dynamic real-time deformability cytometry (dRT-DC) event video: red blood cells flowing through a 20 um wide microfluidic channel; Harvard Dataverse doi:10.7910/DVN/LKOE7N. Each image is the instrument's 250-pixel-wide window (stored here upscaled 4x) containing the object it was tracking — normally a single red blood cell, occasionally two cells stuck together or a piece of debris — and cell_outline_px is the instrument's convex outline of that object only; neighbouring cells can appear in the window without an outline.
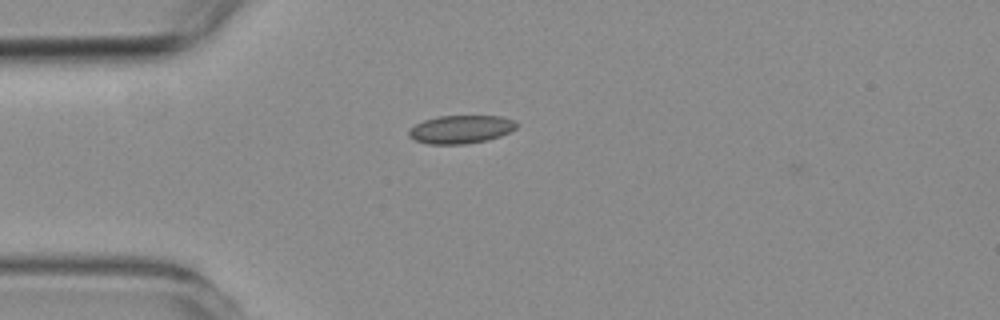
{"species": "common noctule bat (a hibernating species)", "species_latin": "Nyctalus noctula", "temperature_condition": "room temperature", "stored_images_in_passage": 46, "camera_frame_rate_fps": 3000, "um_per_image_px": 0.085, "animal": {"sex": "female", "body_mass_g": 19.3, "forearm_length_mm": 54.1}, "frame": {"image": 1, "passage_image": 8, "time_ms": 2.333, "image_size_px": [1000, 320], "cell_outline_px": [[516, 128], [500, 136], [488, 140], [464, 144], [428, 144], [416, 140], [408, 136], [408, 132], [416, 124], [424, 120], [440, 116], [500, 116], [516, 120]], "centroid_in_image_um": [39.19, 10.99], "position_along_channel_um": 45.8, "area_um2": 17.57}}
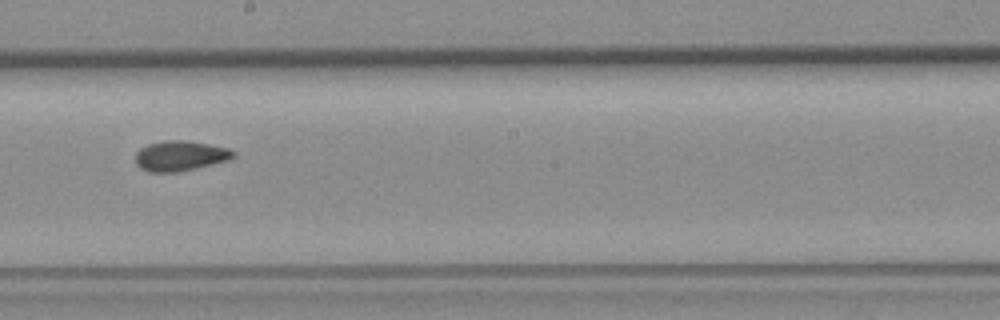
{"frame": {"image": 2, "passage_image": 24, "time_ms": 7.667, "image_size_px": [1000, 320], "cell_outline_px": [[236, 156], [228, 160], [196, 168], [176, 172], [148, 172], [140, 168], [136, 164], [136, 152], [140, 148], [148, 144], [164, 140], [184, 140], [208, 144], [228, 148], [236, 152]], "centroid_in_image_um": [15.31, 13.24], "position_along_channel_um": 232.9, "area_um2": 17.22}}
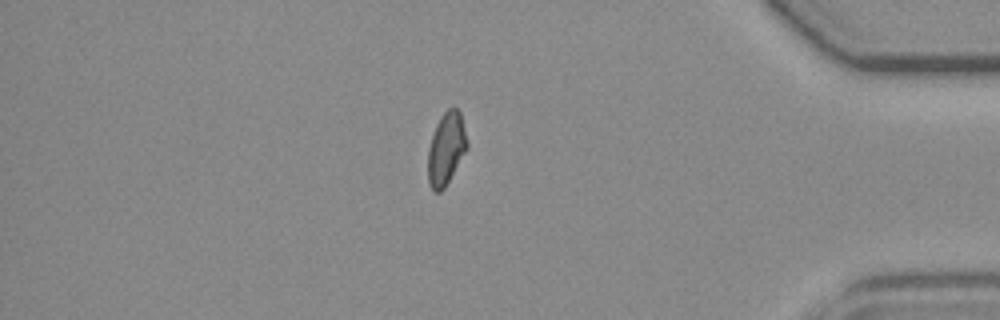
{"frame": {"image": 3, "passage_image": 40, "time_ms": 13.0, "image_size_px": [1000, 320], "cell_outline_px": [[468, 148], [444, 188], [440, 192], [436, 192], [428, 184], [428, 148], [436, 124], [440, 116], [448, 108], [456, 108], [460, 112], [468, 144]], "centroid_in_image_um": [37.92, 12.63], "position_along_channel_um": 397.3, "area_um2": 16.42}}